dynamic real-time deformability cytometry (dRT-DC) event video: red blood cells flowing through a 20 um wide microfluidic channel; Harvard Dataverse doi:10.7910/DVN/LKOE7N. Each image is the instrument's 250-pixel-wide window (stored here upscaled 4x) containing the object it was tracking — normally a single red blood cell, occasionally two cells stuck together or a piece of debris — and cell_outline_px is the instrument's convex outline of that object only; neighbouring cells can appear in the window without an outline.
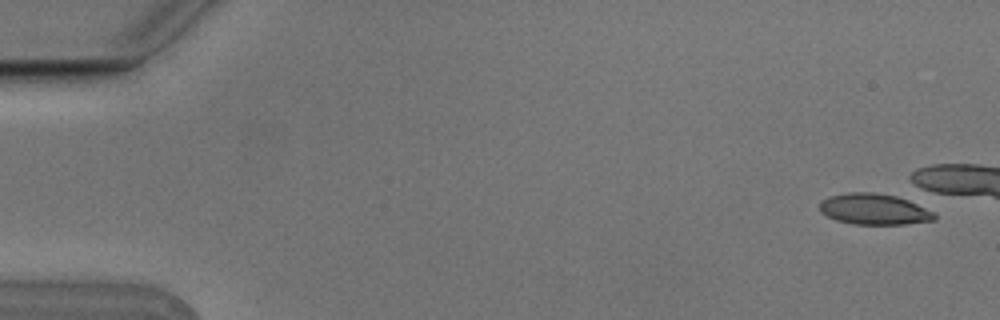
{"species": "Egyptian fruit bat (a non-hibernating species)", "species_latin": "Rousettus aegyptiacus", "temperature_condition": "cold", "stored_images_in_passage": 8, "camera_frame_rate_fps": 3000, "um_per_image_px": 0.085, "animal": {"sex": "male"}, "frame": {"image": 1, "passage_image": 1, "time_ms": 0.0, "image_size_px": [1000, 320], "cell_outline_px": [[936, 220], [904, 224], [852, 224], [836, 220], [820, 212], [820, 200], [828, 196], [848, 192], [872, 192], [896, 196], [908, 200], [932, 212], [936, 216]], "centroid_in_image_um": [74.25, 17.78], "position_along_channel_um": 10.8, "area_um2": 20.63}}